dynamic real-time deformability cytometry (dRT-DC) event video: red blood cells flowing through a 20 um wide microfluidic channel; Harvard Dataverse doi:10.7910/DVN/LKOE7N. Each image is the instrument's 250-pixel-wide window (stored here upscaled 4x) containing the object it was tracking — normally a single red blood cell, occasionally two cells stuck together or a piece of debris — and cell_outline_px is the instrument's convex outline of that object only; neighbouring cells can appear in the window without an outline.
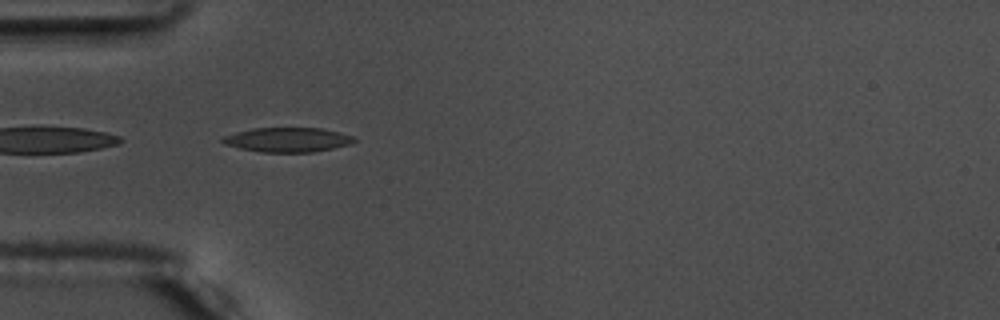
{"species": "common noctule bat (a hibernating species)", "species_latin": "Nyctalus noctula", "temperature_condition": "warm", "stored_images_in_passage": 39, "camera_frame_rate_fps": 3000, "um_per_image_px": 0.085, "animal": {"sex": "male", "body_mass_g": 17.5, "forearm_length_mm": 52.3}, "frame": {"image": 1, "passage_image": 1, "time_ms": 0.0, "image_size_px": [1000, 320], "cell_outline_px": [[356, 140], [352, 144], [312, 152], [260, 152], [240, 148], [224, 144], [220, 140], [224, 136], [236, 132], [252, 128], [324, 128], [340, 132], [352, 136]], "centroid_in_image_um": [24.45, 11.87], "position_along_channel_um": 60.6, "area_um2": 18.79}, "authors_computed_cell_mechanics": {"area_um2": 18.207, "velocity_mm_per_s": 3.6966, "shape_relaxation_time_tau1_ms": 4.9247, "shape_relaxation_time_tau2_ms": 4.6175, "deformation_change_tau1": 0.174, "deformation_change_tau2": 0.1374}}